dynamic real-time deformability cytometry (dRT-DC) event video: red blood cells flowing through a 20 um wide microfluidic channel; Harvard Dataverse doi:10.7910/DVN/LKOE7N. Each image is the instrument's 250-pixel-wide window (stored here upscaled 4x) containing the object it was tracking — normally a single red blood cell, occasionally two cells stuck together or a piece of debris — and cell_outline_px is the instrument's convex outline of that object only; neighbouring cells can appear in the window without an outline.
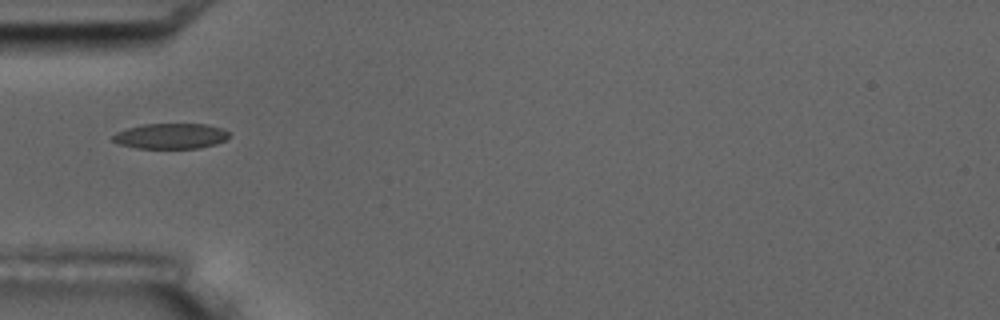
{"species": "common noctule bat (a hibernating species)", "species_latin": "Nyctalus noctula", "temperature_condition": "room temperature", "stored_images_in_passage": 11, "camera_frame_rate_fps": 3000, "um_per_image_px": 0.085, "animal": {"sex": "male", "body_mass_g": 17.5, "forearm_length_mm": 52.3}, "frame": {"image": 1, "passage_image": 1, "time_ms": 0.0, "image_size_px": [1000, 320], "cell_outline_px": [[228, 140], [216, 144], [200, 148], [136, 148], [120, 144], [112, 140], [112, 136], [116, 132], [128, 128], [144, 124], [208, 124], [220, 128], [228, 132]], "centroid_in_image_um": [14.53, 11.57], "position_along_channel_um": 70.5, "area_um2": 17.22}}
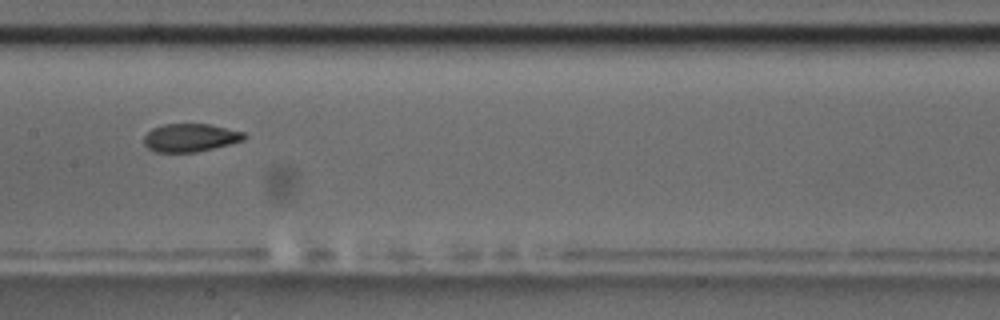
{"frame": {"image": 2, "passage_image": 4, "time_ms": 3.333, "image_size_px": [1000, 320], "cell_outline_px": [[248, 136], [244, 140], [196, 152], [156, 152], [148, 148], [144, 144], [144, 136], [152, 128], [164, 124], [208, 124], [244, 132]], "centroid_in_image_um": [16.16, 11.7], "position_along_channel_um": 191.2, "area_um2": 16.3}, "authors_computed_cell_mechanics": {"area_um2": 17.1666, "velocity_mm_per_s": 3.619, "shape_relaxation_time_tau1_ms": null, "shape_relaxation_time_tau2_ms": 1.0892, "deformation_change_tau1": null, "deformation_change_tau2": 0.0611}}